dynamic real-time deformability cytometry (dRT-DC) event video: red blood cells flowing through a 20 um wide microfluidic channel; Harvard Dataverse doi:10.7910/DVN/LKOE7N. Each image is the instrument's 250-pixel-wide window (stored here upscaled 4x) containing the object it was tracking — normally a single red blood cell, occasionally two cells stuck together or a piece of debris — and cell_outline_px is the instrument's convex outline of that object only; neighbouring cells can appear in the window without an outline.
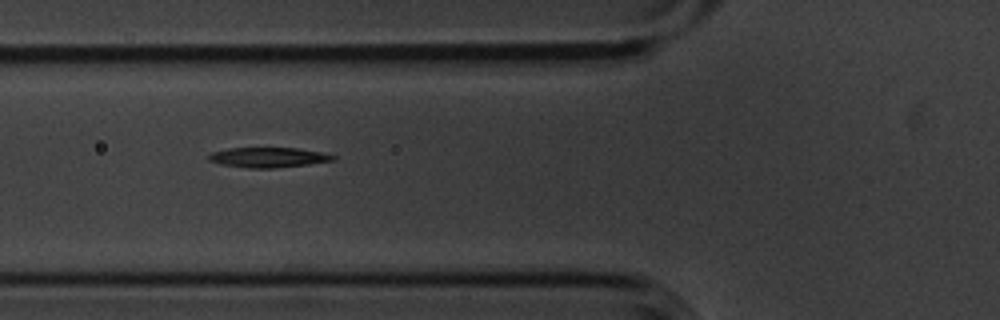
{"species": "common noctule bat (a hibernating species)", "species_latin": "Nyctalus noctula", "temperature_condition": "cold", "stored_images_in_passage": 5, "camera_frame_rate_fps": 3000, "um_per_image_px": 0.085, "animal": {"sex": "male", "body_mass_g": 20.1, "forearm_length_mm": 53.5}, "frame": {"image": 1, "passage_image": 3, "time_ms": 0.667, "image_size_px": [1000, 320], "cell_outline_px": [[336, 160], [308, 164], [272, 168], [248, 168], [220, 164], [208, 160], [208, 156], [212, 152], [228, 148], [296, 148], [320, 152], [336, 156]], "centroid_in_image_um": [22.78, 13.38], "position_along_channel_um": 103.0, "area_um2": 14.39}}
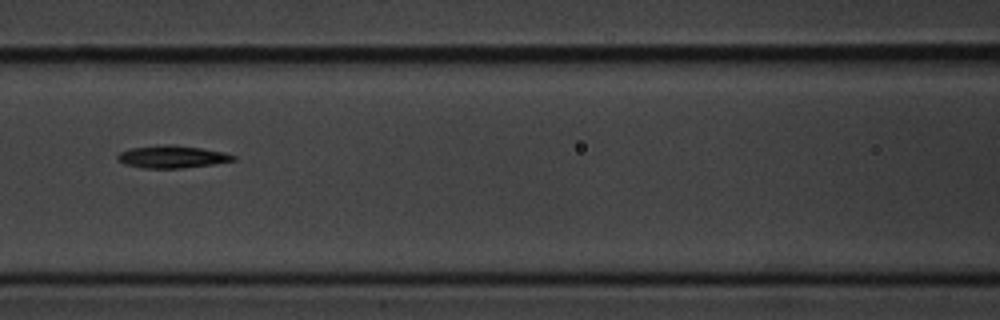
{"frame": {"image": 2, "passage_image": 4, "time_ms": 1.0, "image_size_px": [1000, 320], "cell_outline_px": [[236, 160], [212, 164], [180, 168], [144, 168], [124, 164], [116, 160], [116, 156], [120, 152], [132, 148], [164, 144], [168, 144], [200, 148], [224, 152], [236, 156]], "centroid_in_image_um": [14.6, 13.32], "position_along_channel_um": 152.0, "area_um2": 15.03}}
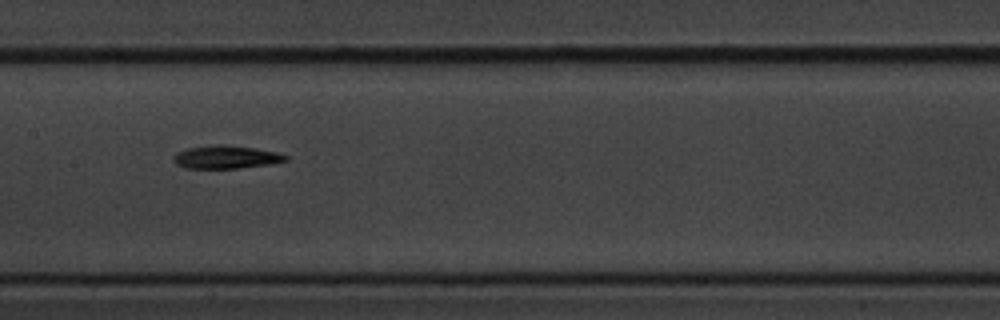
{"frame": {"image": 3, "passage_image": 5, "time_ms": 1.333, "image_size_px": [1000, 320], "cell_outline_px": [[288, 160], [268, 164], [240, 168], [184, 168], [176, 164], [172, 160], [172, 156], [176, 152], [188, 148], [216, 144], [224, 144], [256, 148], [276, 152], [288, 156]], "centroid_in_image_um": [19.17, 13.34], "position_along_channel_um": 188.2, "area_um2": 15.14}}